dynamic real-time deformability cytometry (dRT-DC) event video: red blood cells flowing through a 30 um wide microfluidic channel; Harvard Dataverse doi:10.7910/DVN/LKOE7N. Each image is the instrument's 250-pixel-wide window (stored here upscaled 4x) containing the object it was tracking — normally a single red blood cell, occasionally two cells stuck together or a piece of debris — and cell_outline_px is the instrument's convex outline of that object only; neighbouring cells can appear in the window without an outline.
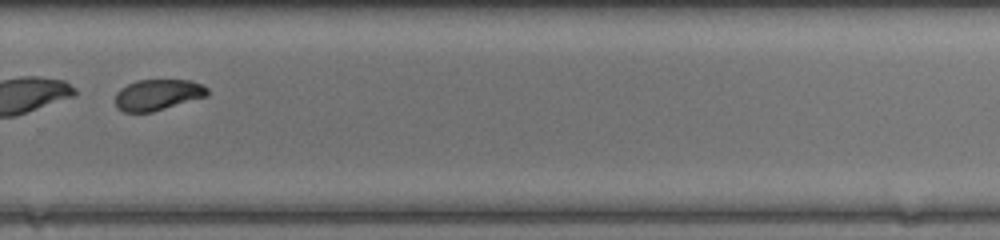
{"species": "common noctule bat (a hibernating species)", "species_latin": "Nyctalus noctula", "temperature_condition": "room temperature", "stored_images_in_passage": 39, "segment_of_instrument_passage": [2, 2], "camera_frame_rate_fps": 3000, "um_per_image_px": 0.085, "animal": {"sex": "female", "body_mass_g": 20.0, "forearm_length_mm": 54.0}, "frame": {"image": 1, "passage_image": 25, "time_ms": 8.0, "image_size_px": [1000, 240], "cell_outline_px": [[208, 96], [152, 112], [124, 112], [116, 108], [116, 92], [120, 88], [136, 80], [192, 80], [204, 84], [208, 88]], "centroid_in_image_um": [13.43, 8.05], "position_along_channel_um": 316.4, "area_um2": 16.82}}
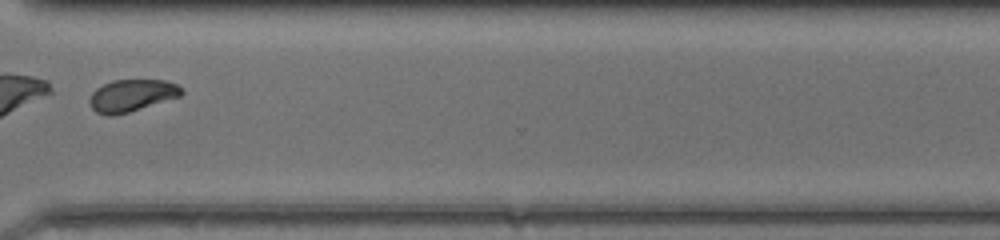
{"frame": {"image": 2, "passage_image": 28, "time_ms": 9.0, "image_size_px": [1000, 240], "cell_outline_px": [[184, 92], [180, 96], [128, 112], [112, 116], [108, 116], [96, 112], [88, 104], [88, 100], [92, 92], [96, 88], [112, 80], [168, 80], [176, 84]], "centroid_in_image_um": [11.15, 8.11], "position_along_channel_um": 359.4, "area_um2": 17.17}}